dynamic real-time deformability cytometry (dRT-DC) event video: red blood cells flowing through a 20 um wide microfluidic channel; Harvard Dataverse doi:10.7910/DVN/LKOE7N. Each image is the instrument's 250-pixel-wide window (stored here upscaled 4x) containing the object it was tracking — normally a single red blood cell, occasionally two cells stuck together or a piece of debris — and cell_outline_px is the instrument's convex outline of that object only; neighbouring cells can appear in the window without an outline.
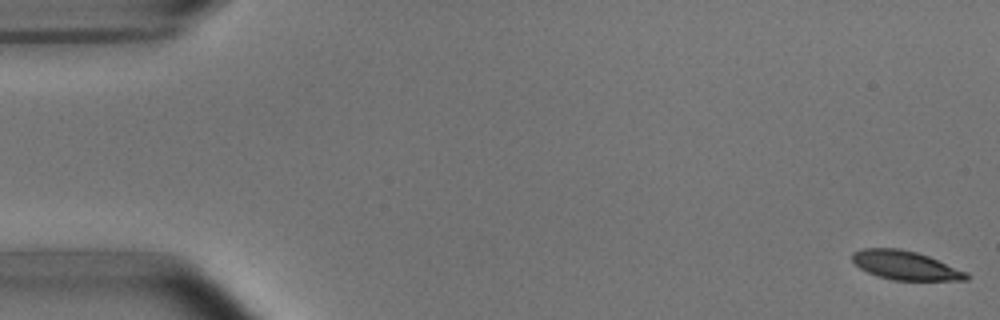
{"species": "common noctule bat (a hibernating species)", "species_latin": "Nyctalus noctula", "temperature_condition": "room temperature", "stored_images_in_passage": 5, "camera_frame_rate_fps": 3000, "um_per_image_px": 0.085, "animal": {"sex": "male", "body_mass_g": 15.6}, "frame": {"image": 1, "passage_image": 1, "time_ms": 0.0, "image_size_px": [1000, 320], "cell_outline_px": [[972, 276], [968, 280], [892, 280], [876, 276], [860, 268], [852, 260], [852, 252], [864, 248], [900, 248], [916, 252], [928, 256], [968, 272]], "centroid_in_image_um": [76.98, 22.56], "position_along_channel_um": 8.0, "area_um2": 19.31}}
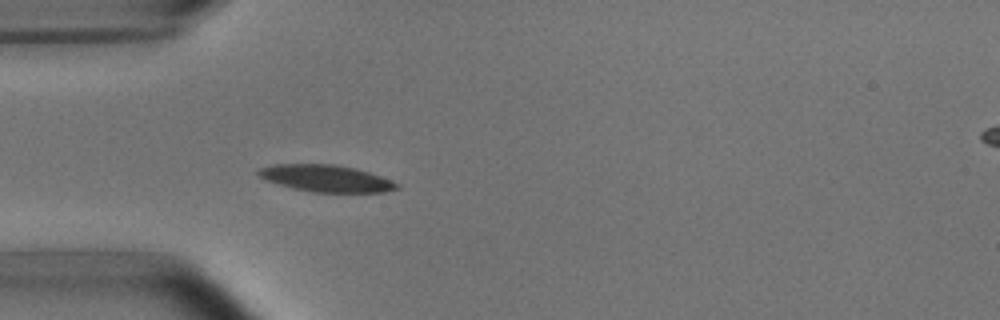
{"frame": {"image": 2, "passage_image": 5, "time_ms": 5.0, "image_size_px": [1000, 320], "cell_outline_px": [[400, 188], [384, 192], [312, 192], [280, 184], [268, 180], [260, 176], [256, 172], [260, 168], [272, 164], [336, 164], [356, 168], [392, 180], [400, 184]], "centroid_in_image_um": [27.77, 15.15], "position_along_channel_um": 57.2, "area_um2": 21.5}}